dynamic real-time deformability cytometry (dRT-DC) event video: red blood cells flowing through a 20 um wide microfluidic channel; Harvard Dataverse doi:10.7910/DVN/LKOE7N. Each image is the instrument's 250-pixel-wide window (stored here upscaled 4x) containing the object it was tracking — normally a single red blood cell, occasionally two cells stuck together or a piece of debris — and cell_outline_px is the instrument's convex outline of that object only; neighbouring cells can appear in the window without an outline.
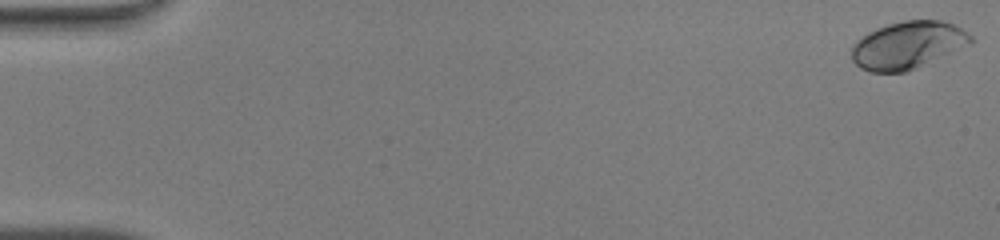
{"species": "human", "species_latin": "Homo sapiens", "temperature_condition": "warm", "stored_images_in_passage": 49, "camera_frame_rate_fps": 3000, "um_per_image_px": 0.085, "donor": {"sex": "male"}, "frame": {"image": 1, "passage_image": 1, "time_ms": 0.0, "image_size_px": [1000, 240], "cell_outline_px": [[976, 40], [972, 44], [916, 68], [904, 72], [868, 72], [860, 68], [852, 60], [852, 44], [856, 40], [868, 32], [876, 28], [888, 24], [904, 20], [940, 20], [952, 24], [960, 28], [972, 36]], "centroid_in_image_um": [77.16, 3.84], "position_along_channel_um": 7.8, "area_um2": 33.06}}
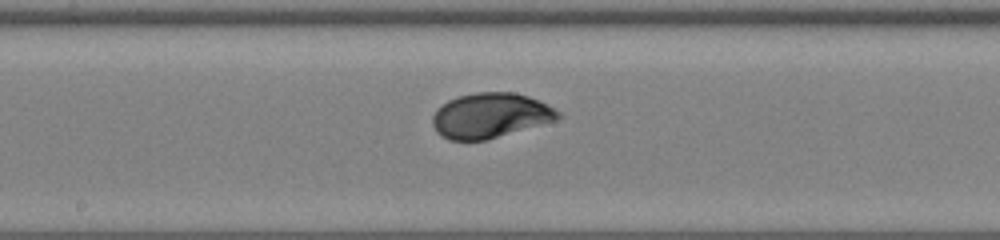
{"frame": {"image": 2, "passage_image": 27, "time_ms": 8.667, "image_size_px": [1000, 240], "cell_outline_px": [[560, 116], [556, 120], [484, 140], [448, 140], [440, 136], [436, 132], [432, 124], [432, 116], [436, 108], [448, 100], [460, 96], [476, 92], [516, 92], [528, 96], [560, 112]], "centroid_in_image_um": [41.6, 9.82], "position_along_channel_um": 206.6, "area_um2": 32.6}}
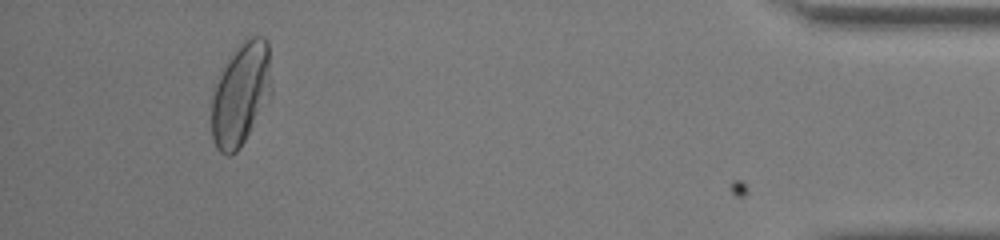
{"frame": {"image": 3, "passage_image": 46, "time_ms": 15.0, "image_size_px": [1000, 240], "cell_outline_px": [[272, 96], [244, 140], [236, 152], [228, 156], [224, 156], [216, 148], [212, 140], [212, 84], [228, 56], [244, 36], [264, 36], [268, 40], [272, 84]], "centroid_in_image_um": [20.46, 7.92], "position_along_channel_um": 414.7, "area_um2": 37.17}, "authors_computed_cell_mechanics": {"area_um2": 32.8304, "velocity_mm_per_s": 4.2743, "shape_relaxation_time_tau1_ms": 2.7612, "shape_relaxation_time_tau2_ms": null, "deformation_change_tau1": 0.175, "deformation_change_tau2": null}}